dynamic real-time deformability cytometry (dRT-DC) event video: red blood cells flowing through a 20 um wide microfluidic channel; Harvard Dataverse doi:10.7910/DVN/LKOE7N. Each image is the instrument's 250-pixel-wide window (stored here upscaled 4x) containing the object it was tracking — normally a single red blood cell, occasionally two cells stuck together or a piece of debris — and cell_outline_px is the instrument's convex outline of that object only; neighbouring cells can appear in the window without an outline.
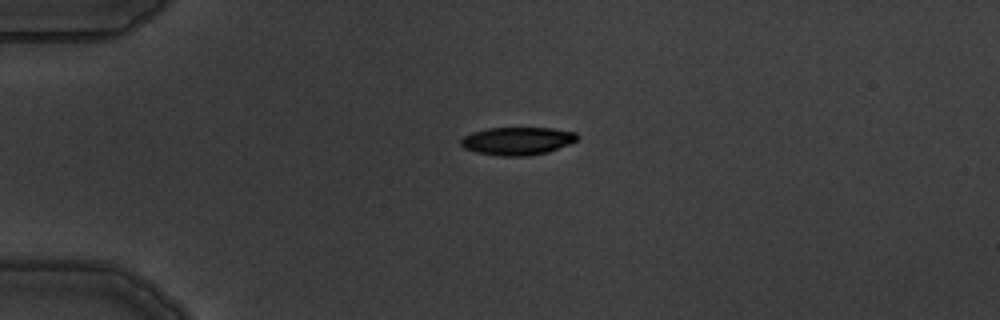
{"species": "common noctule bat (a hibernating species)", "species_latin": "Nyctalus noctula", "temperature_condition": "warm", "stored_images_in_passage": 4, "camera_frame_rate_fps": 3000, "um_per_image_px": 0.085, "animal": {"sex": "male", "body_mass_g": 19.5, "forearm_length_mm": 54.6}, "frame": {"image": 1, "passage_image": 3, "time_ms": 2.333, "image_size_px": [1000, 320], "cell_outline_px": [[580, 136], [576, 140], [568, 144], [548, 152], [528, 156], [500, 156], [476, 152], [464, 148], [460, 144], [460, 140], [464, 136], [472, 132], [488, 128], [552, 128], [576, 132]], "centroid_in_image_um": [43.97, 11.98], "position_along_channel_um": 41.0, "area_um2": 18.96}}